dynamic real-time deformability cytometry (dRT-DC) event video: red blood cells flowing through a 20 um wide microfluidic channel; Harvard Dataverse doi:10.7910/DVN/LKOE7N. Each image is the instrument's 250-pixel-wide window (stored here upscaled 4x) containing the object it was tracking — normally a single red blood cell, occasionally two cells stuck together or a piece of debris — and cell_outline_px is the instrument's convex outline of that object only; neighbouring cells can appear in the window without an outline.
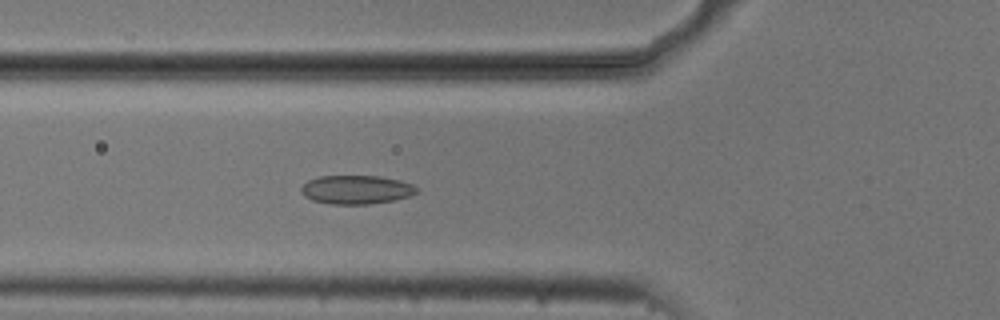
{"species": "common noctule bat (a hibernating species)", "species_latin": "Nyctalus noctula", "temperature_condition": "cold", "stored_images_in_passage": 34, "camera_frame_rate_fps": 3000, "um_per_image_px": 0.085, "animal": {"sex": "male", "body_mass_g": 20.5, "forearm_length_mm": 52.5}, "frame": {"image": 1, "passage_image": 5, "time_ms": 1.333, "image_size_px": [1000, 320], "cell_outline_px": [[420, 192], [412, 196], [396, 200], [372, 204], [332, 204], [312, 200], [304, 196], [300, 192], [300, 188], [308, 180], [320, 176], [380, 176], [400, 180], [412, 184], [420, 188]], "centroid_in_image_um": [30.35, 16.12], "position_along_channel_um": 95.5, "area_um2": 19.71}}
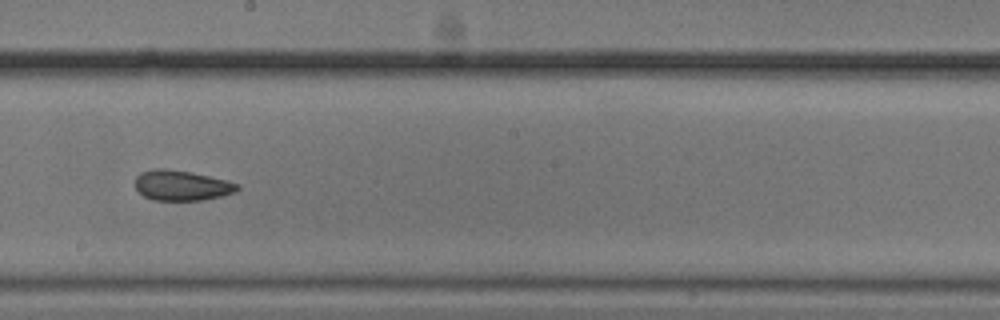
{"frame": {"image": 2, "passage_image": 16, "time_ms": 5.0, "image_size_px": [1000, 320], "cell_outline_px": [[240, 188], [236, 192], [204, 200], [152, 200], [144, 196], [132, 184], [136, 176], [140, 172], [156, 168], [164, 168], [192, 172], [240, 184]], "centroid_in_image_um": [15.4, 15.76], "position_along_channel_um": 232.8, "area_um2": 18.15}}
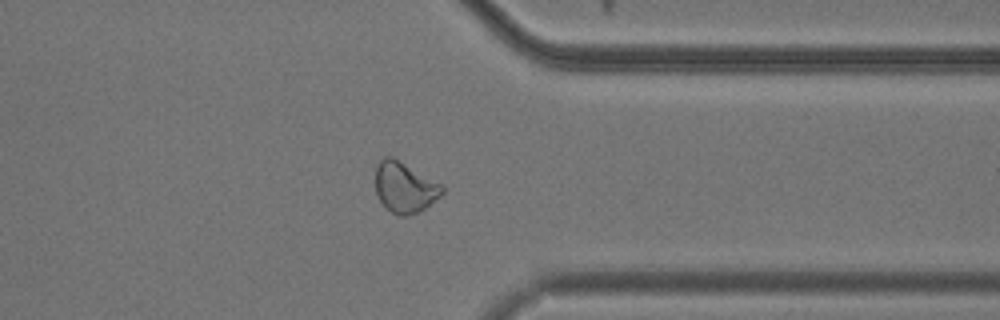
{"frame": {"image": 3, "passage_image": 28, "time_ms": 9.0, "image_size_px": [1000, 320], "cell_outline_px": [[444, 192], [440, 196], [420, 212], [408, 216], [400, 216], [392, 212], [380, 200], [376, 192], [376, 164], [384, 156], [392, 156], [444, 184]], "centroid_in_image_um": [34.43, 15.9], "position_along_channel_um": 377.0, "area_um2": 19.88}}